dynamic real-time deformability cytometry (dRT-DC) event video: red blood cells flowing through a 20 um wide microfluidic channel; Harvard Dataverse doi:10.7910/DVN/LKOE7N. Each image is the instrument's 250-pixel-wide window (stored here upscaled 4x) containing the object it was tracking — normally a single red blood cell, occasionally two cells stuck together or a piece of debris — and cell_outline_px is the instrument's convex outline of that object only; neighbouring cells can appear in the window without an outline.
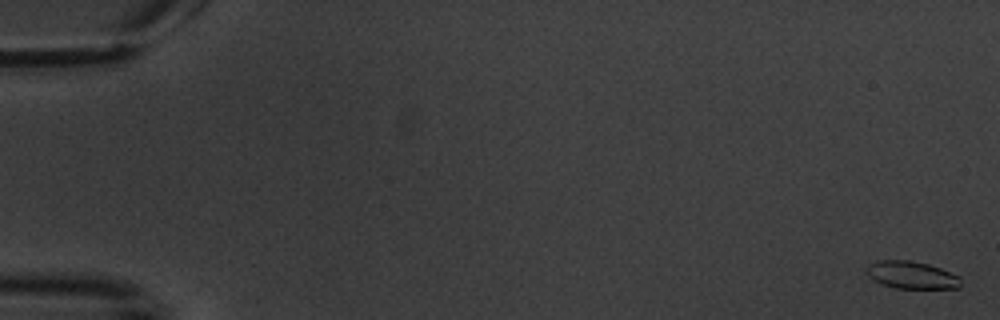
{"species": "common noctule bat (a hibernating species)", "species_latin": "Nyctalus noctula", "temperature_condition": "warm", "stored_images_in_passage": 5, "camera_frame_rate_fps": 3000, "um_per_image_px": 0.085, "animal": {"sex": "male", "body_mass_g": 20.1, "forearm_length_mm": 53.5}, "frame": {"image": 1, "passage_image": 1, "time_ms": 0.0, "image_size_px": [1000, 320], "cell_outline_px": [[960, 288], [896, 288], [880, 284], [872, 280], [868, 276], [868, 264], [880, 260], [908, 260], [928, 264], [940, 268], [960, 276]], "centroid_in_image_um": [77.48, 23.38], "position_along_channel_um": 7.5, "area_um2": 15.03}}
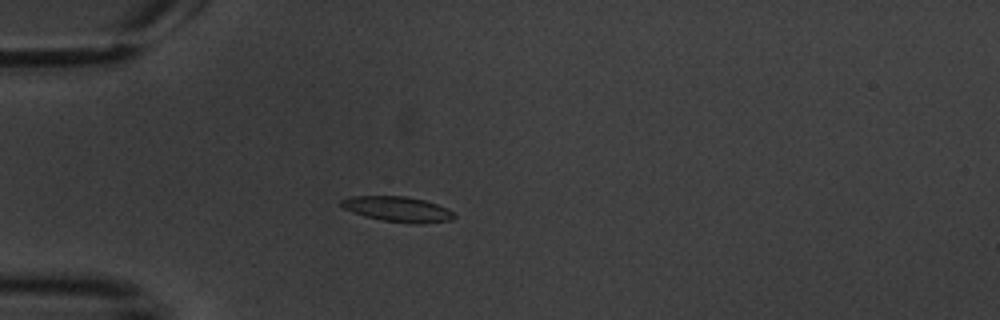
{"frame": {"image": 2, "passage_image": 5, "time_ms": 5.667, "image_size_px": [1000, 320], "cell_outline_px": [[456, 216], [452, 220], [420, 224], [380, 220], [364, 216], [352, 212], [344, 208], [340, 204], [340, 200], [352, 196], [404, 196], [424, 200], [448, 208]], "centroid_in_image_um": [33.8, 17.78], "position_along_channel_um": 51.2, "area_um2": 16.59}}